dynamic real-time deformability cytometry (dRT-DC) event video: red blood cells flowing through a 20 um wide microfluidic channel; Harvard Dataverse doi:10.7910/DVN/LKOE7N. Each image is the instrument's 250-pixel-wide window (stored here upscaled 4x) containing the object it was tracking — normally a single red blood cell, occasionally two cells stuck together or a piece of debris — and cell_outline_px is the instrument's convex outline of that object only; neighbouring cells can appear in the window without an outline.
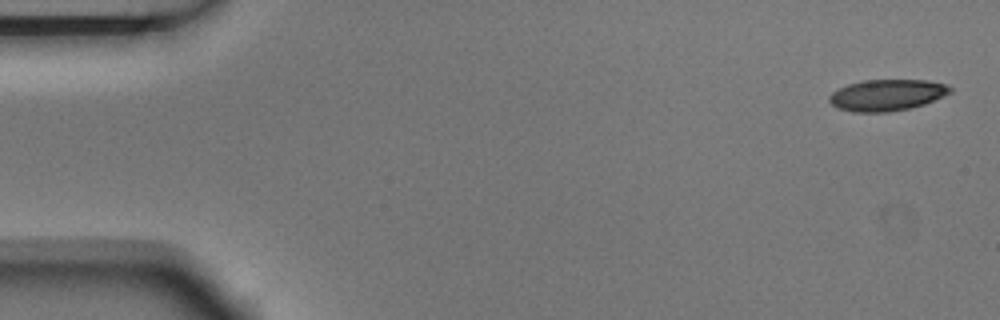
{"species": "Egyptian fruit bat (a non-hibernating species)", "species_latin": "Rousettus aegyptiacus", "temperature_condition": "room temperature", "stored_images_in_passage": 5, "camera_frame_rate_fps": 3000, "um_per_image_px": 0.085, "animal": {"sex": "male"}, "frame": {"image": 1, "passage_image": 1, "time_ms": 0.0, "image_size_px": [1000, 320], "cell_outline_px": [[952, 92], [924, 104], [908, 108], [888, 112], [852, 112], [836, 108], [828, 100], [828, 96], [832, 92], [848, 84], [864, 80], [928, 80], [948, 84], [952, 88]], "centroid_in_image_um": [75.38, 8.08], "position_along_channel_um": 9.6, "area_um2": 22.14}}
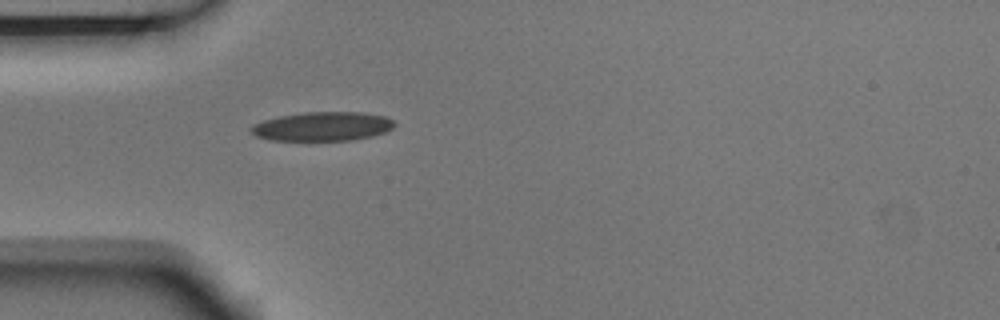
{"frame": {"image": 2, "passage_image": 5, "time_ms": 1.333, "image_size_px": [1000, 320], "cell_outline_px": [[396, 124], [392, 128], [384, 132], [372, 136], [352, 140], [272, 140], [256, 136], [248, 128], [252, 124], [264, 120], [280, 116], [304, 112], [360, 112], [384, 116], [392, 120]], "centroid_in_image_um": [27.39, 10.74], "position_along_channel_um": 57.6, "area_um2": 24.16}}